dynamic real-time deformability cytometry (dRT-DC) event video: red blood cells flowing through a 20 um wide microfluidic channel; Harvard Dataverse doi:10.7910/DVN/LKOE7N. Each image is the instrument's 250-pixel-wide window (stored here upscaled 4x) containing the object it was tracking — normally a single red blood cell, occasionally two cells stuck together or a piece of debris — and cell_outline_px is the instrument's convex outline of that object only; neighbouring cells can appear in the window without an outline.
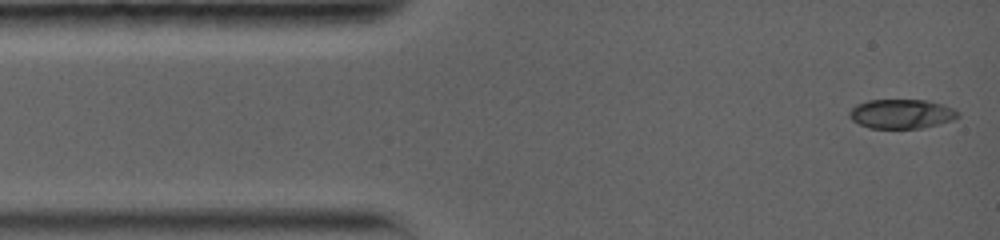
{"species": "common noctule bat (a hibernating species)", "species_latin": "Nyctalus noctula", "temperature_condition": "warm", "stored_images_in_passage": 19, "camera_frame_rate_fps": 5000, "um_per_image_px": 0.085, "animal": {"sex": "female", "body_mass_g": 19.0, "forearm_length_mm": 56.7}, "frame": {"image": 1, "passage_image": 1, "time_ms": 0.0, "image_size_px": [1000, 240], "cell_outline_px": [[960, 116], [952, 120], [920, 128], [868, 128], [852, 120], [848, 116], [848, 112], [856, 104], [868, 100], [928, 100], [952, 108], [960, 112]], "centroid_in_image_um": [76.59, 9.67], "position_along_channel_um": 8.4, "area_um2": 18.5}}
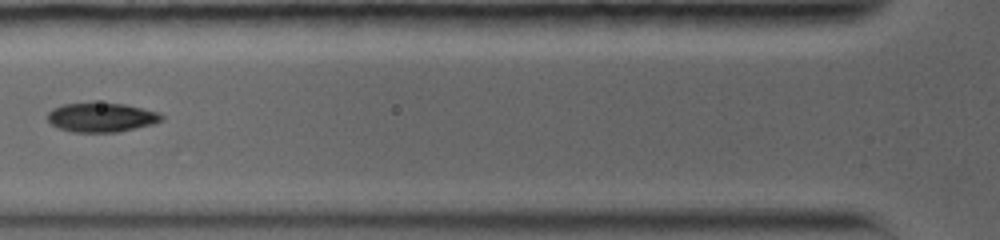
{"frame": {"image": 2, "passage_image": 8, "time_ms": 4.6, "image_size_px": [1000, 240], "cell_outline_px": [[164, 120], [152, 124], [116, 132], [72, 132], [60, 128], [52, 124], [48, 120], [48, 112], [52, 108], [64, 104], [92, 100], [124, 104], [160, 112], [164, 116]], "centroid_in_image_um": [8.62, 9.93], "position_along_channel_um": 117.2, "area_um2": 19.94}}
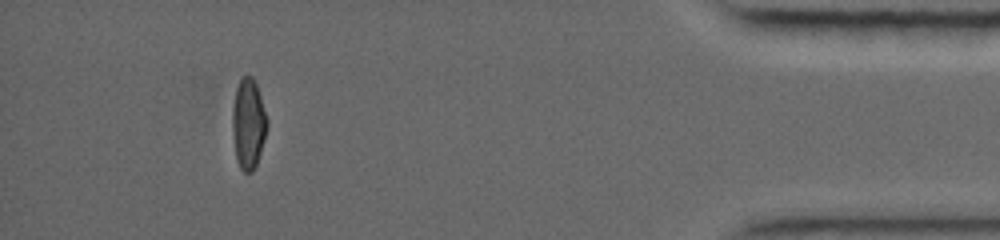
{"frame": {"image": 3, "passage_image": 17, "time_ms": 14.0, "image_size_px": [1000, 240], "cell_outline_px": [[268, 128], [256, 164], [252, 172], [244, 172], [240, 168], [236, 160], [232, 128], [232, 108], [236, 88], [240, 76], [252, 76], [256, 84], [268, 120]], "centroid_in_image_um": [21.1, 10.5], "position_along_channel_um": 414.1, "area_um2": 18.32}, "authors_computed_cell_mechanics": {"area_um2": 18.6116, "velocity_mm_per_s": 3.8634, "shape_relaxation_time_tau1_ms": 8.3937, "shape_relaxation_time_tau2_ms": null, "deformation_change_tau1": 0.2605, "deformation_change_tau2": null}}